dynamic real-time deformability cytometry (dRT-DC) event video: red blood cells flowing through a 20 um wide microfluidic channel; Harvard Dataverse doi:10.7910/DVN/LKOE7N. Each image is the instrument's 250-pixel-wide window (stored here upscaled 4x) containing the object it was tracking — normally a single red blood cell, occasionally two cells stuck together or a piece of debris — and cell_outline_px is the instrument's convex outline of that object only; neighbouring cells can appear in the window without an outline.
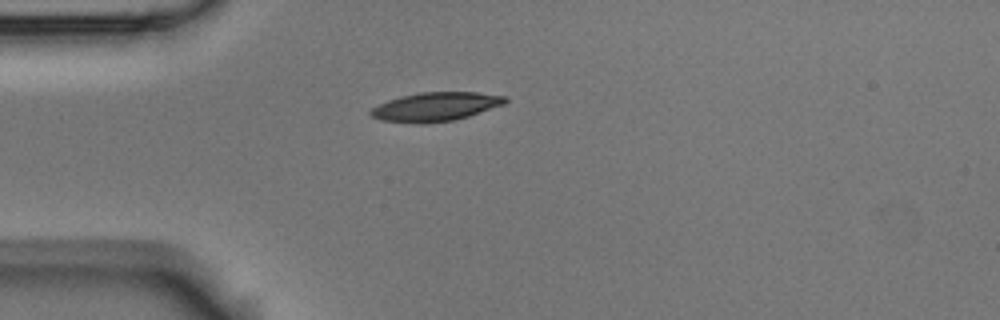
{"species": "Egyptian fruit bat (a non-hibernating species)", "species_latin": "Rousettus aegyptiacus", "temperature_condition": "room temperature", "stored_images_in_passage": 1, "camera_frame_rate_fps": 3000, "um_per_image_px": 0.085, "animal": {"sex": "male"}, "frame": {"image": 1, "passage_image": 1, "time_ms": 0.0, "image_size_px": [1000, 320], "cell_outline_px": [[508, 100], [504, 104], [456, 120], [424, 124], [420, 124], [380, 120], [372, 116], [368, 112], [372, 108], [388, 100], [400, 96], [420, 92], [476, 92], [508, 96]], "centroid_in_image_um": [37.03, 9.07], "position_along_channel_um": 48.0, "area_um2": 22.72}}